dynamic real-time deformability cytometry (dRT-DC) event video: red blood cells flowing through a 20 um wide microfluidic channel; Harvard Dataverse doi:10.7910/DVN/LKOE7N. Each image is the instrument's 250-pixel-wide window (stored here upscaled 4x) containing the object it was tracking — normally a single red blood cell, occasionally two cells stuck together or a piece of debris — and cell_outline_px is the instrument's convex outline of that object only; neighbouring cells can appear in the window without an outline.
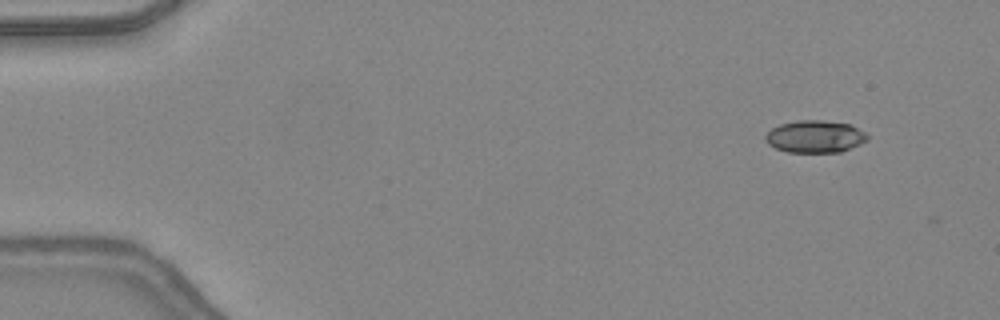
{"species": "common noctule bat (a hibernating species)", "species_latin": "Nyctalus noctula", "temperature_condition": "warm", "stored_images_in_passage": 6, "camera_frame_rate_fps": 3000, "um_per_image_px": 0.085, "animal": {"sex": "female", "body_mass_g": 24.6, "forearm_length_mm": 56.2}, "frame": {"image": 1, "passage_image": 5, "time_ms": 1.333, "image_size_px": [1000, 320], "cell_outline_px": [[868, 140], [860, 144], [840, 152], [788, 152], [776, 148], [768, 144], [764, 140], [764, 136], [772, 128], [780, 124], [800, 120], [820, 120], [852, 124], [864, 132], [868, 136]], "centroid_in_image_um": [69.28, 11.6], "position_along_channel_um": 15.7, "area_um2": 19.19}}